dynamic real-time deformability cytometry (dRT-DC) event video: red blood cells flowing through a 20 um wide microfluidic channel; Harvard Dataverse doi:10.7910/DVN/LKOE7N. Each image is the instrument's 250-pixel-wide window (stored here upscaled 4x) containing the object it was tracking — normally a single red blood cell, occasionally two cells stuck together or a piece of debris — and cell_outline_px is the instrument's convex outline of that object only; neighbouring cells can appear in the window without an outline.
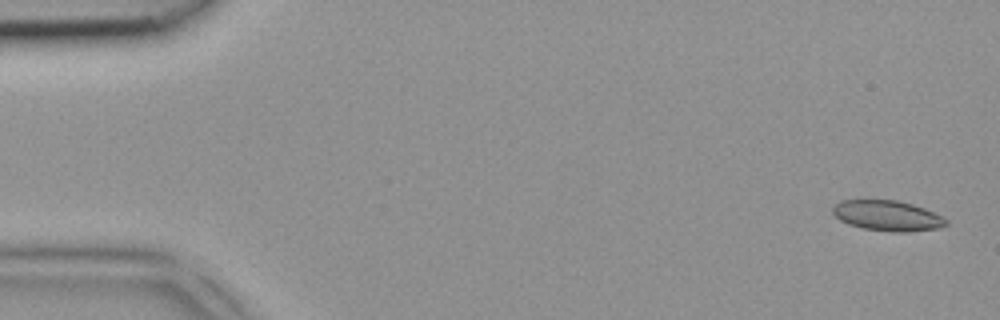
{"species": "common noctule bat (a hibernating species)", "species_latin": "Nyctalus noctula", "temperature_condition": "room temperature", "stored_images_in_passage": 4, "camera_frame_rate_fps": 3000, "um_per_image_px": 0.085, "animal": {"sex": "female", "body_mass_g": 18.4}, "frame": {"image": 1, "passage_image": 1, "time_ms": 0.0, "image_size_px": [1000, 320], "cell_outline_px": [[948, 224], [940, 228], [908, 232], [892, 232], [864, 228], [848, 224], [840, 220], [832, 212], [832, 208], [840, 200], [896, 200], [912, 204], [924, 208], [944, 216], [948, 220]], "centroid_in_image_um": [75.47, 18.33], "position_along_channel_um": 9.5, "area_um2": 20.17}}
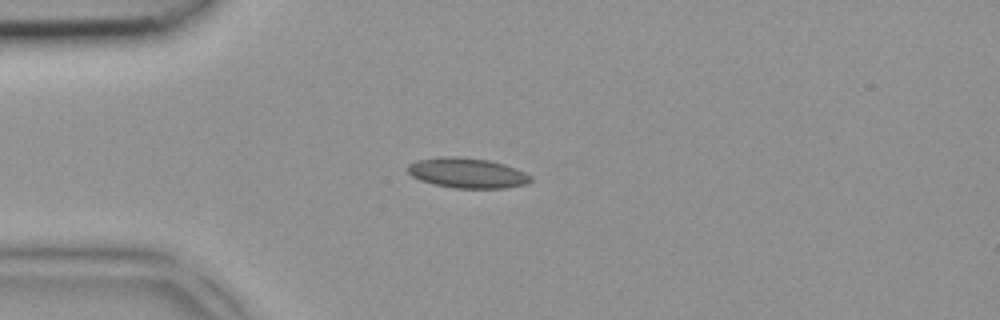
{"frame": {"image": 2, "passage_image": 4, "time_ms": 1.0, "image_size_px": [1000, 320], "cell_outline_px": [[532, 180], [528, 184], [504, 188], [456, 188], [432, 184], [420, 180], [412, 176], [408, 172], [408, 164], [416, 160], [440, 156], [456, 156], [488, 160], [504, 164], [516, 168], [532, 176]], "centroid_in_image_um": [39.71, 14.7], "position_along_channel_um": 45.3, "area_um2": 21.73}}